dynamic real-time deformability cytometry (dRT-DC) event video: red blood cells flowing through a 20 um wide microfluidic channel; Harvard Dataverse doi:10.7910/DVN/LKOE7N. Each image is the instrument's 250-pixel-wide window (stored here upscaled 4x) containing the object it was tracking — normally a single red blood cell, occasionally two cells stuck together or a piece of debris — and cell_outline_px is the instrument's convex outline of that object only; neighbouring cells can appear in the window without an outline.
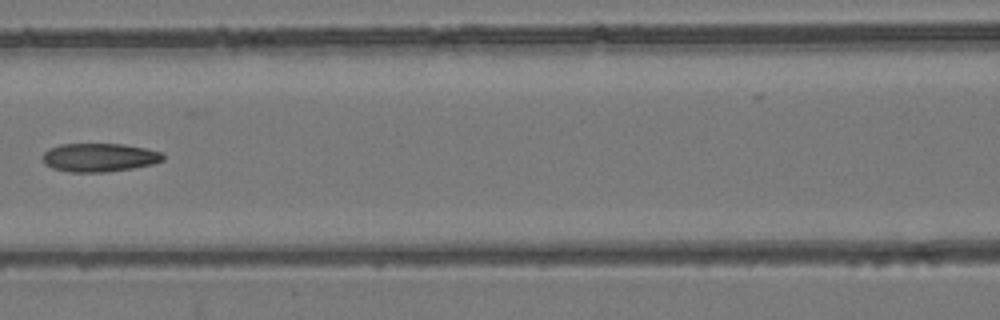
{"species": "common noctule bat (a hibernating species)", "species_latin": "Nyctalus noctula", "temperature_condition": "room temperature", "stored_images_in_passage": 6, "camera_frame_rate_fps": 3000, "um_per_image_px": 0.085, "animal": {"sex": "female", "body_mass_g": 24.6, "forearm_length_mm": 56.2}, "frame": {"image": 1, "passage_image": 6, "time_ms": 1.667, "image_size_px": [1000, 320], "cell_outline_px": [[164, 160], [152, 164], [132, 168], [104, 172], [68, 172], [52, 168], [44, 164], [40, 156], [48, 148], [60, 144], [124, 144], [144, 148], [160, 152], [164, 156]], "centroid_in_image_um": [8.37, 13.38], "position_along_channel_um": 158.2, "area_um2": 20.11}}